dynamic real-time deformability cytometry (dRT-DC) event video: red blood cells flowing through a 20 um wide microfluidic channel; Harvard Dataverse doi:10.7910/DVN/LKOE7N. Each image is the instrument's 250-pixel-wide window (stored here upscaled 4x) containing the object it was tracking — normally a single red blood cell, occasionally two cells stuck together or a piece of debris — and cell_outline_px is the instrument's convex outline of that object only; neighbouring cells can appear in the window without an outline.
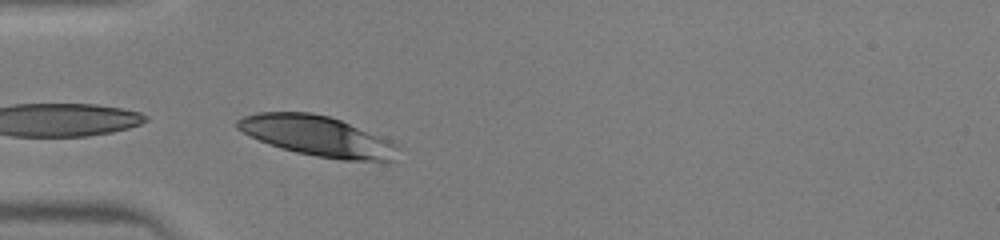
{"species": "human", "species_latin": "Homo sapiens", "temperature_condition": "warm", "stored_images_in_passage": 31, "camera_frame_rate_fps": 3000, "um_per_image_px": 0.085, "donor": {"sex": "male"}, "frame": {"image": 1, "passage_image": 1, "time_ms": 0.0, "image_size_px": [1000, 240], "cell_outline_px": [[400, 148], [392, 160], [340, 160], [316, 156], [296, 152], [280, 148], [268, 144], [236, 128], [236, 120], [244, 116], [256, 112], [312, 112], [328, 116], [340, 120], [392, 140]], "centroid_in_image_um": [26.97, 11.55], "position_along_channel_um": 58.0, "area_um2": 37.51}}